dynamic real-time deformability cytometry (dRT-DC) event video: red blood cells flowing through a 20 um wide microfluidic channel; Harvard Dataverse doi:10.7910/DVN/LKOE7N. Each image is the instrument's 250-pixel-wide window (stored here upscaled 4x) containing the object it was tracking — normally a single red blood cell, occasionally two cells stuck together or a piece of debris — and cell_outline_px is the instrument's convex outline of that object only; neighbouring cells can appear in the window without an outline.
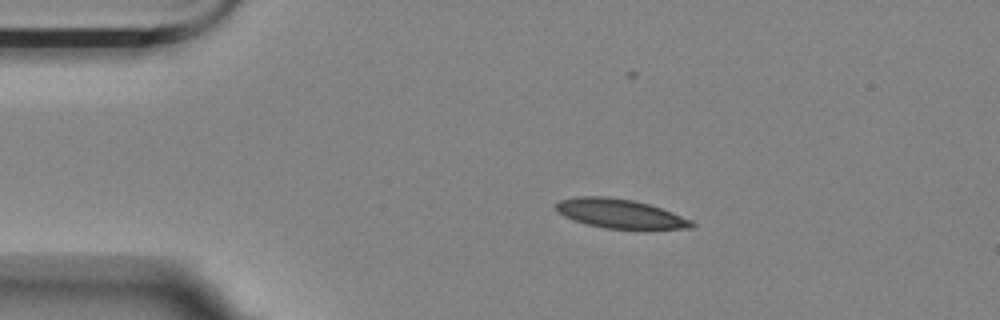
{"species": "Egyptian fruit bat (a non-hibernating species)", "species_latin": "Rousettus aegyptiacus", "temperature_condition": "room temperature", "stored_images_in_passage": 9, "camera_frame_rate_fps": 3000, "um_per_image_px": 0.085, "animal": {"sex": "female"}, "frame": {"image": 1, "passage_image": 3, "time_ms": 0.667, "image_size_px": [1000, 320], "cell_outline_px": [[696, 224], [692, 228], [604, 228], [588, 224], [564, 216], [556, 212], [556, 204], [560, 200], [576, 196], [608, 196], [632, 200], [648, 204], [672, 212], [692, 220]], "centroid_in_image_um": [52.68, 18.14], "position_along_channel_um": 32.3, "area_um2": 22.72}}
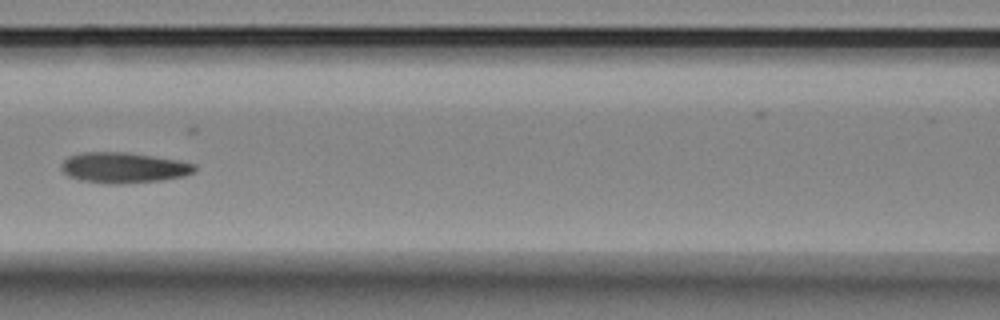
{"frame": {"image": 2, "passage_image": 7, "time_ms": 2.0, "image_size_px": [1000, 320], "cell_outline_px": [[196, 172], [184, 176], [160, 180], [120, 184], [104, 184], [80, 180], [68, 176], [60, 168], [60, 164], [68, 156], [80, 152], [124, 152], [180, 160], [196, 164]], "centroid_in_image_um": [10.49, 14.25], "position_along_channel_um": 156.1, "area_um2": 23.99}}
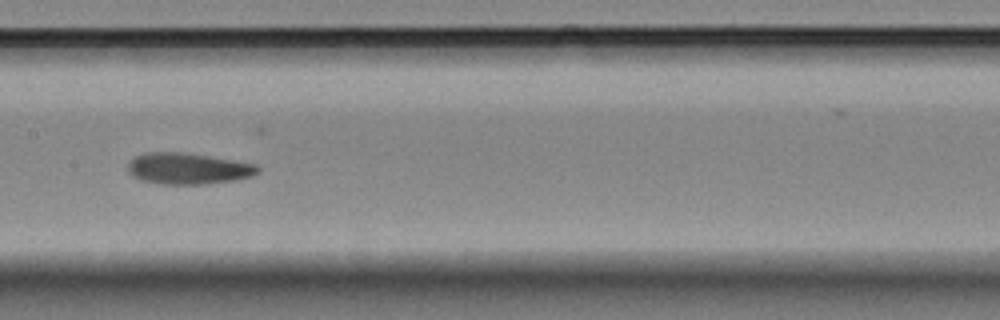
{"frame": {"image": 3, "passage_image": 8, "time_ms": 2.333, "image_size_px": [1000, 320], "cell_outline_px": [[260, 172], [252, 176], [236, 180], [204, 184], [160, 184], [140, 180], [132, 176], [128, 172], [128, 164], [136, 156], [144, 152], [180, 152], [208, 156], [256, 164], [260, 168]], "centroid_in_image_um": [15.98, 14.33], "position_along_channel_um": 191.4, "area_um2": 23.7}}